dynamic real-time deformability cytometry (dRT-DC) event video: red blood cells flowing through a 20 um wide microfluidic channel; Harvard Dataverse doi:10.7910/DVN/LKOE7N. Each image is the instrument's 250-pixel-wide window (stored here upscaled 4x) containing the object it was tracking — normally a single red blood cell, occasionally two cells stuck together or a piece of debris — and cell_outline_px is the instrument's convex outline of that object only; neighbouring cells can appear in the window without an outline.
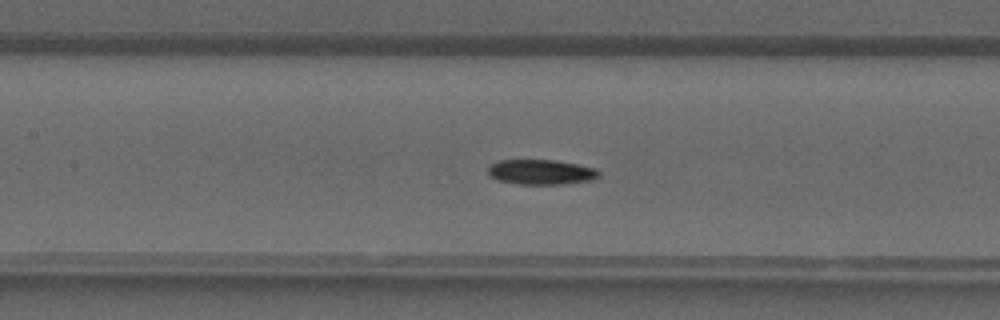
{"species": "common noctule bat (a hibernating species)", "species_latin": "Nyctalus noctula", "temperature_condition": "warm", "stored_images_in_passage": 38, "camera_frame_rate_fps": 3000, "um_per_image_px": 0.085, "animal": {"sex": "male", "forearm_length_mm": 52.5}, "frame": {"image": 1, "passage_image": 15, "time_ms": 4.667, "image_size_px": [1000, 320], "cell_outline_px": [[600, 176], [592, 180], [564, 184], [520, 184], [500, 180], [492, 176], [488, 172], [488, 164], [500, 160], [556, 160], [596, 168], [600, 172]], "centroid_in_image_um": [46.02, 14.62], "position_along_channel_um": 161.4, "area_um2": 16.13}}
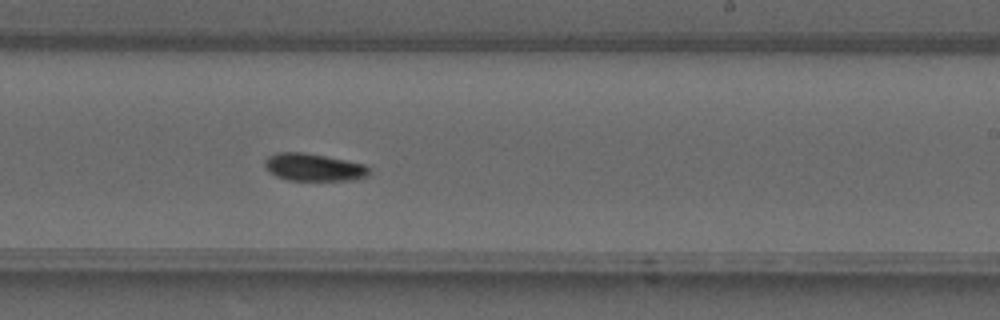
{"frame": {"image": 2, "passage_image": 21, "time_ms": 6.667, "image_size_px": [1000, 320], "cell_outline_px": [[368, 176], [356, 180], [288, 180], [276, 176], [268, 172], [264, 164], [264, 160], [268, 156], [276, 152], [304, 152], [364, 164], [368, 168]], "centroid_in_image_um": [26.61, 14.22], "position_along_channel_um": 262.4, "area_um2": 16.7}}
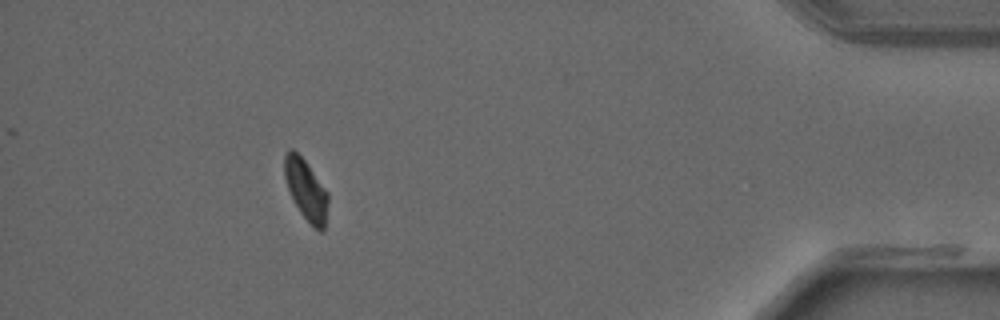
{"frame": {"image": 3, "passage_image": 33, "time_ms": 10.667, "image_size_px": [1000, 320], "cell_outline_px": [[328, 200], [324, 232], [320, 232], [300, 212], [288, 188], [284, 176], [284, 156], [288, 148], [292, 148], [304, 160], [328, 192]], "centroid_in_image_um": [26.01, 16.11], "position_along_channel_um": 409.2, "area_um2": 15.09}}